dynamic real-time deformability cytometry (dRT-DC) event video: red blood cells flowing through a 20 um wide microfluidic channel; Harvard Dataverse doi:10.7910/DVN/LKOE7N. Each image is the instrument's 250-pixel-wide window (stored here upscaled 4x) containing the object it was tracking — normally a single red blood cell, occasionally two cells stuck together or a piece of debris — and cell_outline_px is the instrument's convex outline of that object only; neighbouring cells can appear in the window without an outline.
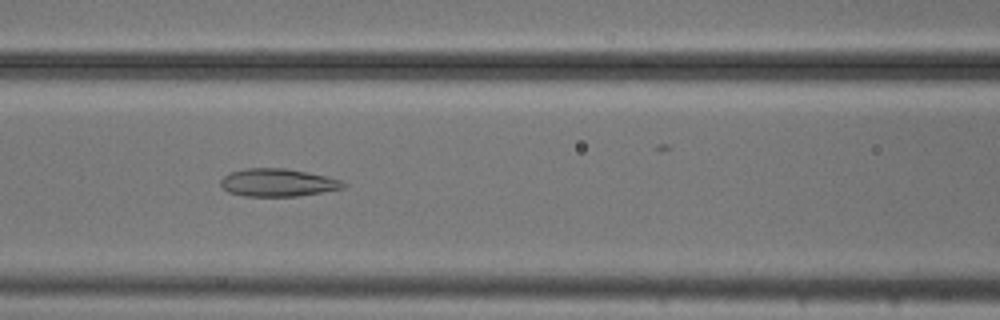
{"species": "common noctule bat (a hibernating species)", "species_latin": "Nyctalus noctula", "temperature_condition": "cold", "stored_images_in_passage": 53, "camera_frame_rate_fps": 3000, "um_per_image_px": 0.085, "animal": {"sex": "male", "body_mass_g": 20.5, "forearm_length_mm": 52.5}, "frame": {"image": 1, "passage_image": 22, "time_ms": 7.0, "image_size_px": [1000, 320], "cell_outline_px": [[348, 184], [344, 188], [296, 196], [244, 196], [228, 192], [220, 184], [220, 180], [224, 176], [232, 172], [244, 168], [284, 168], [324, 176], [340, 180]], "centroid_in_image_um": [23.58, 15.52], "position_along_channel_um": 143.0, "area_um2": 19.59}}
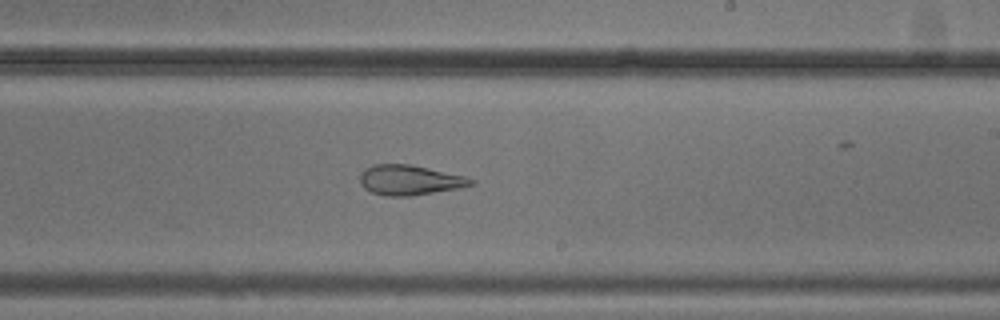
{"frame": {"image": 2, "passage_image": 31, "time_ms": 10.0, "image_size_px": [1000, 320], "cell_outline_px": [[476, 184], [460, 188], [412, 196], [384, 196], [372, 192], [364, 188], [360, 184], [360, 176], [364, 168], [372, 164], [408, 164], [428, 168], [464, 176], [476, 180]], "centroid_in_image_um": [34.82, 15.31], "position_along_channel_um": 254.2, "area_um2": 19.54}}
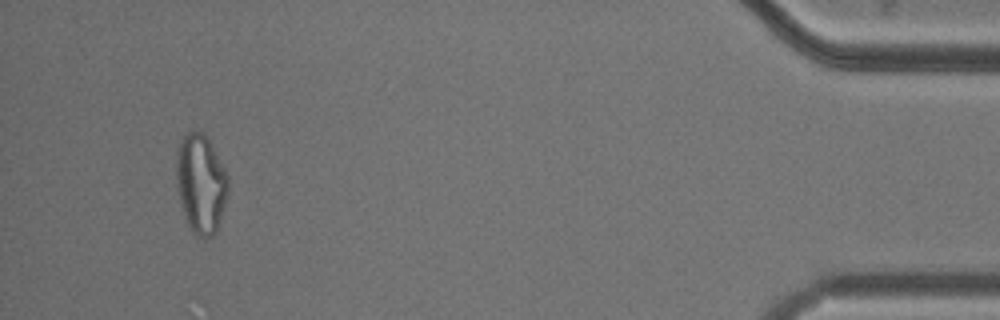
{"frame": {"image": 3, "passage_image": 50, "time_ms": 16.333, "image_size_px": [1000, 320], "cell_outline_px": [[228, 192], [220, 220], [216, 232], [212, 236], [204, 240], [192, 232], [188, 224], [184, 212], [176, 184], [176, 152], [180, 140], [184, 132], [192, 128], [204, 132], [224, 168], [228, 176]], "centroid_in_image_um": [17.06, 15.56], "position_along_channel_um": 418.1, "area_um2": 30.17}, "authors_computed_cell_mechanics": {"area_um2": 26.1834, "velocity_mm_per_s": 3.7123, "shape_relaxation_time_tau1_ms": null, "shape_relaxation_time_tau2_ms": 1.8832, "deformation_change_tau1": null, "deformation_change_tau2": 0.1075}}